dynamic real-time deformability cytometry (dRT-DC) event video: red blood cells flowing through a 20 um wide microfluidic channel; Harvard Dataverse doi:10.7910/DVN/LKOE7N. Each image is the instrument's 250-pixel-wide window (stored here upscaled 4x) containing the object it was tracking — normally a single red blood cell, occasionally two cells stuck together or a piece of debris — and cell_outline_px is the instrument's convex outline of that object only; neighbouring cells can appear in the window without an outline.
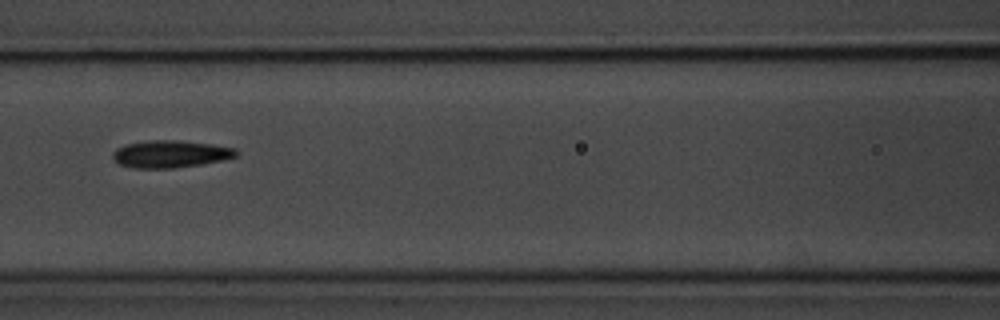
{"species": "common noctule bat (a hibernating species)", "species_latin": "Nyctalus noctula", "temperature_condition": "room temperature", "stored_images_in_passage": 11, "camera_frame_rate_fps": 3000, "um_per_image_px": 0.085, "animal": {"sex": "male", "body_mass_g": 20.1, "forearm_length_mm": 53.5}, "frame": {"image": 1, "passage_image": 5, "time_ms": 5.667, "image_size_px": [1000, 320], "cell_outline_px": [[236, 156], [224, 160], [176, 168], [132, 168], [120, 164], [112, 156], [112, 152], [116, 148], [124, 144], [152, 140], [176, 140], [212, 144], [236, 148]], "centroid_in_image_um": [14.47, 13.09], "position_along_channel_um": 152.1, "area_um2": 19.59}}
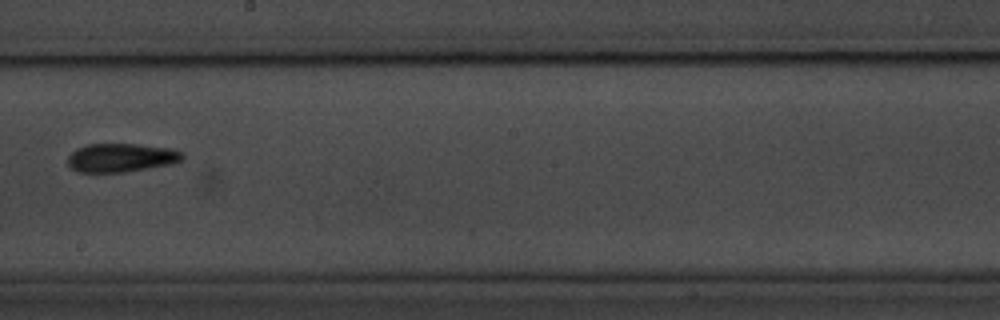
{"frame": {"image": 2, "passage_image": 7, "time_ms": 8.0, "image_size_px": [1000, 320], "cell_outline_px": [[184, 160], [172, 164], [124, 172], [80, 172], [72, 168], [68, 164], [68, 156], [76, 148], [88, 144], [136, 144], [172, 148], [184, 152]], "centroid_in_image_um": [10.34, 13.4], "position_along_channel_um": 237.9, "area_um2": 19.25}, "authors_computed_cell_mechanics": {"area_um2": 19.0162, "velocity_mm_per_s": 3.692, "shape_relaxation_time_tau1_ms": 2.8984, "shape_relaxation_time_tau2_ms": 5.581, "deformation_change_tau1": 0.1158, "deformation_change_tau2": 0.1382}}